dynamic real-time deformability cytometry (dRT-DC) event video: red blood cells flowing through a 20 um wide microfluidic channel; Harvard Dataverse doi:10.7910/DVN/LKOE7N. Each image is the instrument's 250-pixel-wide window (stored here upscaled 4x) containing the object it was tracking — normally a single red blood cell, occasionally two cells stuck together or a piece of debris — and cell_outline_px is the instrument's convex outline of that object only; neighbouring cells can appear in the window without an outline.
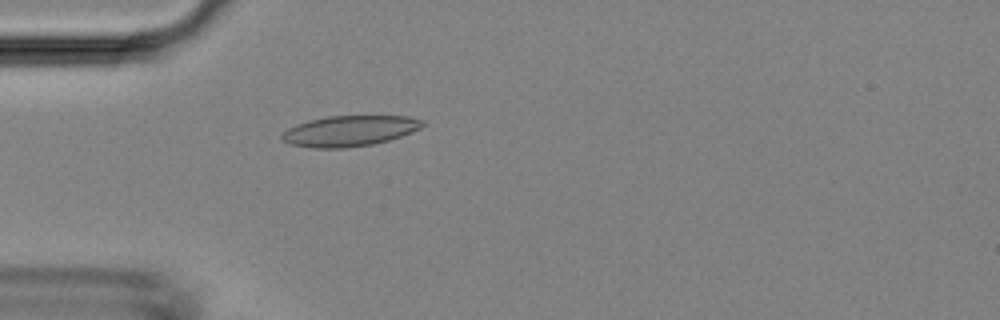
{"species": "Egyptian fruit bat (a non-hibernating species)", "species_latin": "Rousettus aegyptiacus", "temperature_condition": "room temperature", "stored_images_in_passage": 48, "camera_frame_rate_fps": 3000, "um_per_image_px": 0.085, "animal": {"sex": "female"}, "frame": {"image": 1, "passage_image": 14, "time_ms": 4.333, "image_size_px": [1000, 320], "cell_outline_px": [[424, 124], [420, 128], [412, 132], [388, 140], [372, 144], [344, 148], [312, 148], [292, 144], [284, 140], [280, 136], [288, 128], [296, 124], [308, 120], [328, 116], [408, 116], [424, 120]], "centroid_in_image_um": [29.71, 11.12], "position_along_channel_um": 55.3, "area_um2": 24.97}}
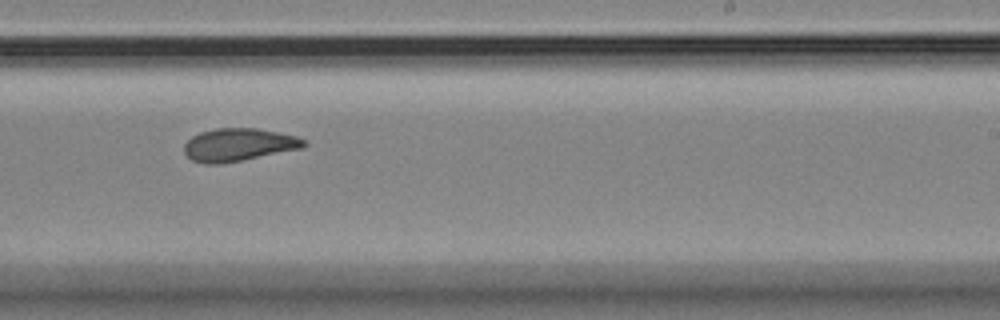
{"frame": {"image": 2, "passage_image": 30, "time_ms": 9.667, "image_size_px": [1000, 320], "cell_outline_px": [[308, 144], [304, 148], [220, 164], [204, 164], [192, 160], [184, 152], [184, 144], [192, 136], [200, 132], [216, 128], [256, 128], [296, 136], [304, 140]], "centroid_in_image_um": [20.27, 12.3], "position_along_channel_um": 268.7, "area_um2": 22.83}}
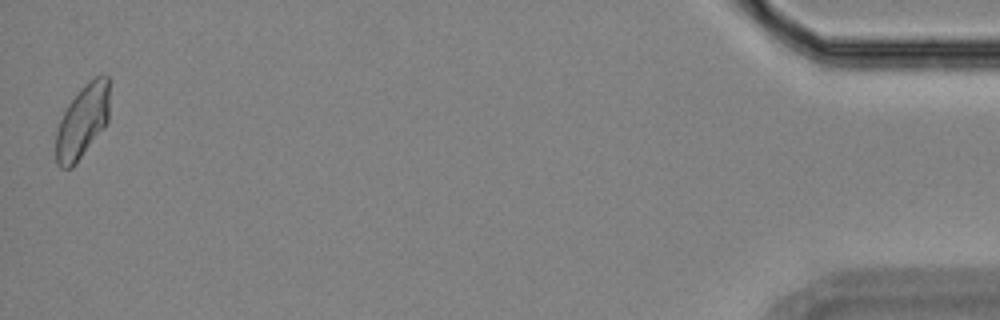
{"frame": {"image": 3, "passage_image": 48, "time_ms": 15.667, "image_size_px": [1000, 320], "cell_outline_px": [[108, 120], [76, 164], [72, 168], [60, 168], [56, 164], [56, 132], [60, 120], [68, 104], [88, 80], [104, 72], [108, 76]], "centroid_in_image_um": [6.99, 10.31], "position_along_channel_um": 428.2, "area_um2": 22.66}}